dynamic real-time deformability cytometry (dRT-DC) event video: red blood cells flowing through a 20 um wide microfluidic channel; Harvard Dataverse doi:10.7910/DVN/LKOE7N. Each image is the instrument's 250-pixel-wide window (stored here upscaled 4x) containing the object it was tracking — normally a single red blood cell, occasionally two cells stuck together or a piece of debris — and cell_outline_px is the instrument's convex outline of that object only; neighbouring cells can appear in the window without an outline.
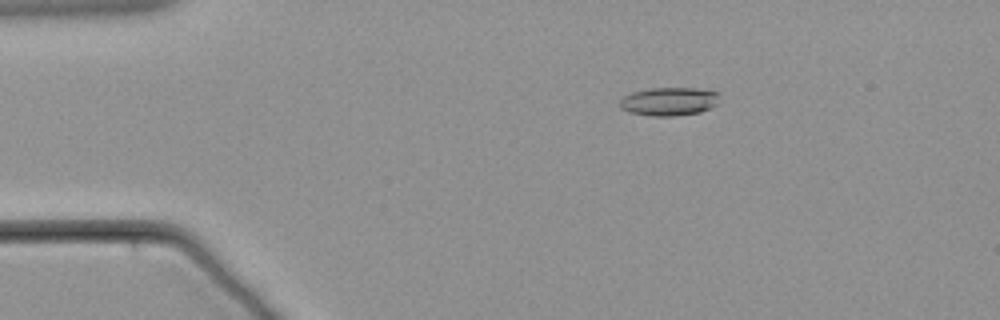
{"species": "common noctule bat (a hibernating species)", "species_latin": "Nyctalus noctula", "temperature_condition": "warm", "stored_images_in_passage": 58, "camera_frame_rate_fps": 3000, "um_per_image_px": 0.085, "animal": {"sex": "male", "body_mass_g": 21.5, "forearm_length_mm": 52.0}, "frame": {"image": 1, "passage_image": 8, "time_ms": 2.333, "image_size_px": [1000, 320], "cell_outline_px": [[720, 96], [716, 104], [712, 108], [700, 112], [676, 116], [652, 116], [628, 112], [620, 108], [620, 100], [624, 96], [632, 92], [652, 88], [692, 88], [720, 92]], "centroid_in_image_um": [56.89, 8.63], "position_along_channel_um": 28.1, "area_um2": 16.59}}
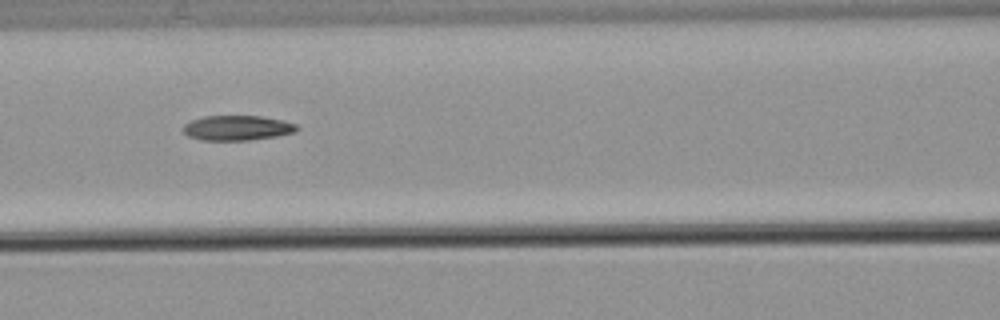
{"frame": {"image": 2, "passage_image": 24, "time_ms": 7.667, "image_size_px": [1000, 320], "cell_outline_px": [[296, 132], [276, 136], [248, 140], [200, 140], [188, 136], [184, 132], [184, 124], [192, 120], [204, 116], [260, 116], [280, 120], [296, 124]], "centroid_in_image_um": [20.13, 10.87], "position_along_channel_um": 146.5, "area_um2": 16.3}}
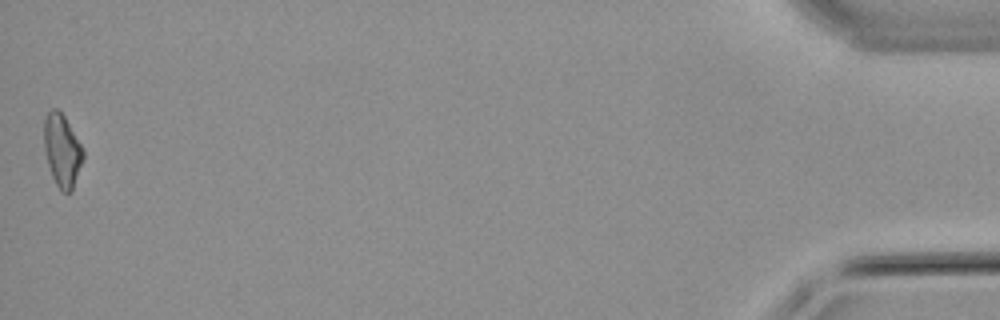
{"frame": {"image": 3, "passage_image": 58, "time_ms": 19.0, "image_size_px": [1000, 320], "cell_outline_px": [[84, 156], [72, 192], [64, 192], [56, 184], [52, 176], [48, 164], [44, 148], [44, 120], [48, 112], [52, 108], [56, 108], [64, 116], [84, 148]], "centroid_in_image_um": [5.29, 12.78], "position_along_channel_um": 429.9, "area_um2": 16.47}}